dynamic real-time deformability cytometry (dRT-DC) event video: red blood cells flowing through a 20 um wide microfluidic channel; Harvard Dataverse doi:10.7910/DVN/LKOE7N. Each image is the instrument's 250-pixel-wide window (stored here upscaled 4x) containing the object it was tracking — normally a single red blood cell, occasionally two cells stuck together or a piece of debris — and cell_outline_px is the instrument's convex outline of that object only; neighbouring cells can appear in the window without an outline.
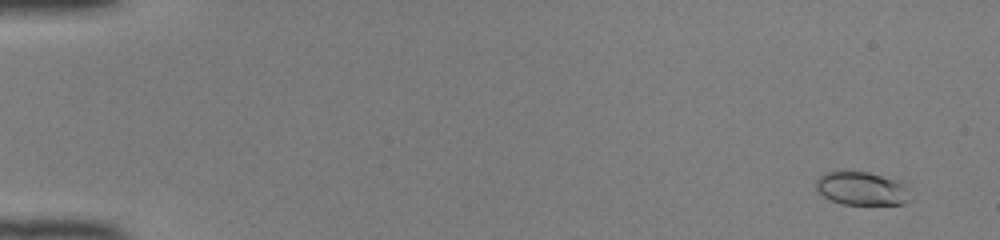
{"species": "common noctule bat (a hibernating species)", "species_latin": "Nyctalus noctula", "temperature_condition": "room temperature", "stored_images_in_passage": 51, "camera_frame_rate_fps": 3000, "um_per_image_px": 0.085, "animal": {"sex": "female", "body_mass_g": 22.0, "forearm_length_mm": 56.7}, "frame": {"image": 1, "passage_image": 4, "time_ms": 1.0, "image_size_px": [1000, 240], "cell_outline_px": [[912, 200], [904, 204], [840, 204], [824, 196], [816, 188], [816, 180], [824, 172], [868, 172], [904, 184]], "centroid_in_image_um": [73.24, 16.04], "position_along_channel_um": 11.8, "area_um2": 17.98}}
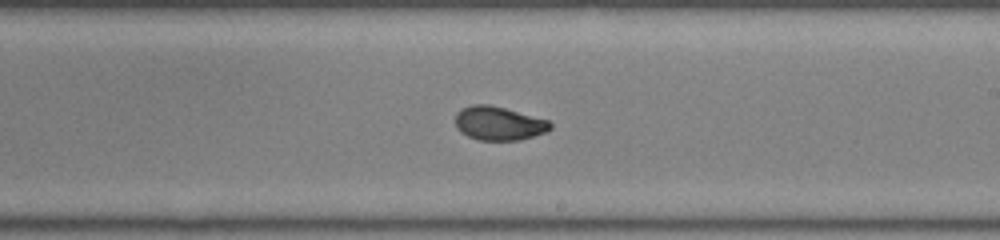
{"frame": {"image": 2, "passage_image": 32, "time_ms": 10.333, "image_size_px": [1000, 240], "cell_outline_px": [[552, 128], [548, 132], [520, 140], [480, 140], [468, 136], [460, 132], [456, 128], [456, 112], [460, 108], [472, 104], [488, 104], [504, 108], [548, 120], [552, 124]], "centroid_in_image_um": [42.39, 10.49], "position_along_channel_um": 246.6, "area_um2": 18.79}}
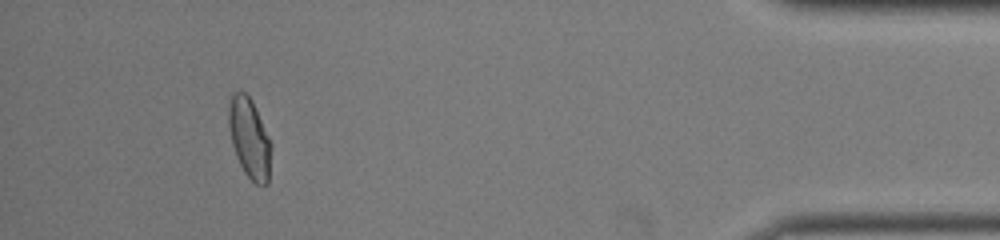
{"frame": {"image": 3, "passage_image": 48, "time_ms": 15.667, "image_size_px": [1000, 240], "cell_outline_px": [[272, 148], [268, 184], [256, 184], [244, 172], [236, 156], [232, 144], [228, 124], [228, 100], [236, 92], [244, 92], [252, 100], [272, 144]], "centroid_in_image_um": [21.2, 11.75], "position_along_channel_um": 414.0, "area_um2": 19.83}, "authors_computed_cell_mechanics": {"area_um2": 18.8428, "velocity_mm_per_s": 4.1146, "shape_relaxation_time_tau1_ms": 5.5419, "shape_relaxation_time_tau2_ms": 1.0739, "deformation_change_tau1": 0.1859, "deformation_change_tau2": 0.0498}}